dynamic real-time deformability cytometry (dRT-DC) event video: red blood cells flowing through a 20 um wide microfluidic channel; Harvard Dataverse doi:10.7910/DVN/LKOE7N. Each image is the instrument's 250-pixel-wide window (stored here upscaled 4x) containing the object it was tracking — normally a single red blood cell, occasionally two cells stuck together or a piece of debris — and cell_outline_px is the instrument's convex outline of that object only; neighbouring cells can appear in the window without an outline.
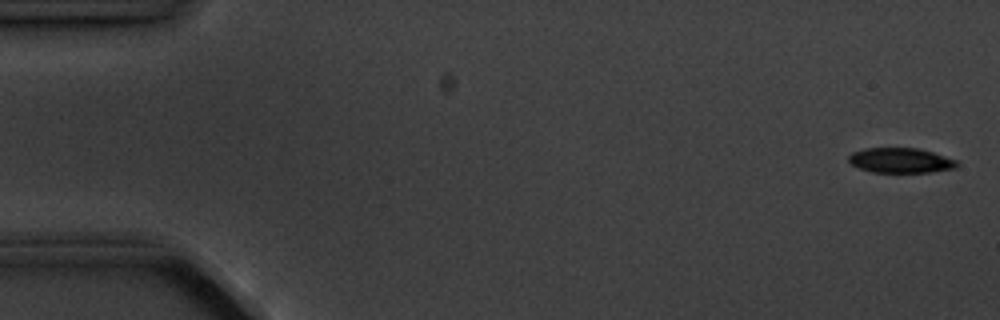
{"species": "common noctule bat (a hibernating species)", "species_latin": "Nyctalus noctula", "temperature_condition": "cold", "stored_images_in_passage": 5, "camera_frame_rate_fps": 3000, "um_per_image_px": 0.085, "animal": {"sex": "male", "body_mass_g": 20.1, "forearm_length_mm": 53.5}, "frame": {"image": 1, "passage_image": 1, "time_ms": 0.0, "image_size_px": [1000, 320], "cell_outline_px": [[960, 164], [956, 168], [932, 172], [872, 172], [860, 168], [852, 164], [848, 160], [848, 156], [852, 152], [864, 148], [916, 148], [932, 152], [956, 160]], "centroid_in_image_um": [76.55, 13.63], "position_along_channel_um": 8.4, "area_um2": 15.72}}
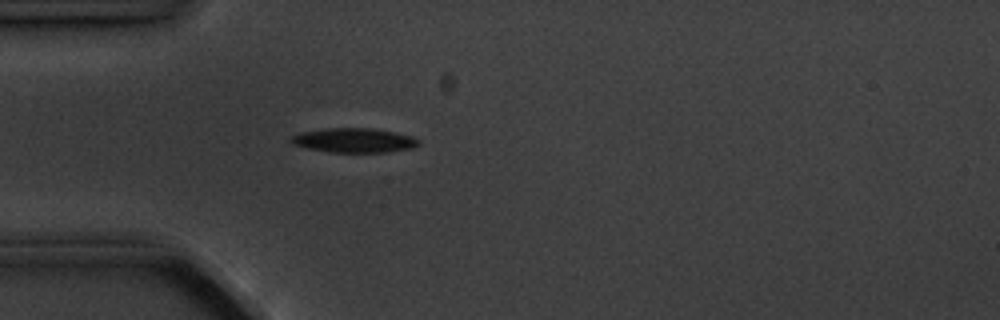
{"frame": {"image": 2, "passage_image": 5, "time_ms": 4.667, "image_size_px": [1000, 320], "cell_outline_px": [[420, 144], [412, 148], [388, 152], [332, 152], [308, 148], [292, 144], [288, 140], [288, 136], [300, 132], [324, 128], [372, 128], [412, 136], [420, 140]], "centroid_in_image_um": [30.05, 11.92], "position_along_channel_um": 55.0, "area_um2": 18.26}}